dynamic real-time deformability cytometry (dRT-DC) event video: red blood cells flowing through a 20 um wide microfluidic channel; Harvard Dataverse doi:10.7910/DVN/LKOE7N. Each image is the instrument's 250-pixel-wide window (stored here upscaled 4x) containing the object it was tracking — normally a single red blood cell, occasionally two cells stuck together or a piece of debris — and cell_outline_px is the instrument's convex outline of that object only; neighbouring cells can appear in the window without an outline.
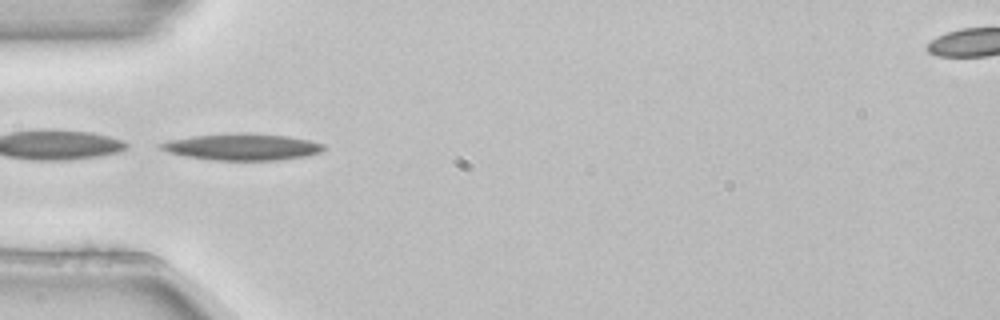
{"species": "common noctule bat (a hibernating species)", "species_latin": "Nyctalus noctula", "temperature_condition": "room temperature", "stored_images_in_passage": 1, "camera_frame_rate_fps": 3000, "um_per_image_px": 0.085, "animal": {"sex": "female", "body_mass_g": 22.7, "forearm_length_mm": 54.2}, "frame": {"image": 1, "passage_image": 1, "time_ms": 0.0, "image_size_px": [1000, 320], "cell_outline_px": [[324, 148], [320, 152], [304, 156], [280, 160], [216, 160], [188, 156], [168, 152], [160, 148], [160, 144], [172, 140], [192, 136], [240, 132], [252, 132], [288, 136], [308, 140], [324, 144]], "centroid_in_image_um": [20.63, 12.47], "position_along_channel_um": 64.4, "area_um2": 25.03}}